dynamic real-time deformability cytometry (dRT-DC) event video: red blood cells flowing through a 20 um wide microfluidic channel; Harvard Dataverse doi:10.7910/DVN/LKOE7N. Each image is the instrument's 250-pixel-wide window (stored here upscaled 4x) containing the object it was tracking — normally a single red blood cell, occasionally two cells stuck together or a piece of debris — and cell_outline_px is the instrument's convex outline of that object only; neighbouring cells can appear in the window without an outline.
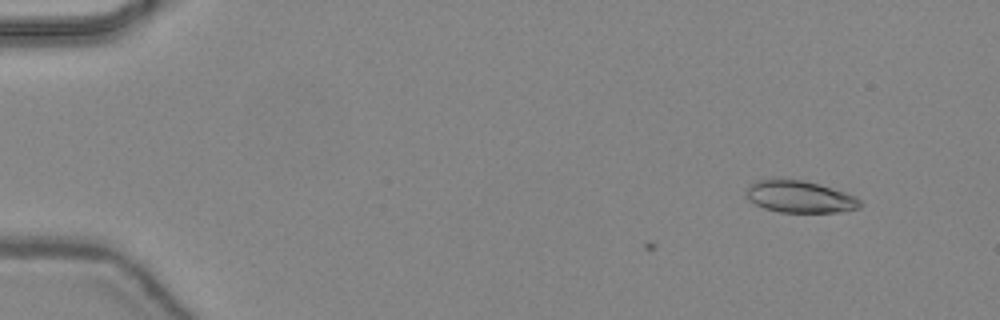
{"species": "common noctule bat (a hibernating species)", "species_latin": "Nyctalus noctula", "temperature_condition": "warm", "stored_images_in_passage": 9, "camera_frame_rate_fps": 3000, "um_per_image_px": 0.085, "animal": {"sex": "female", "body_mass_g": 24.6, "forearm_length_mm": 56.2}, "frame": {"image": 1, "passage_image": 9, "time_ms": 2.667, "image_size_px": [1000, 320], "cell_outline_px": [[860, 208], [836, 212], [780, 212], [764, 208], [748, 200], [744, 196], [748, 184], [756, 180], [772, 176], [804, 180], [820, 184], [856, 196], [860, 200]], "centroid_in_image_um": [67.88, 16.67], "position_along_channel_um": 17.1, "area_um2": 21.85}}